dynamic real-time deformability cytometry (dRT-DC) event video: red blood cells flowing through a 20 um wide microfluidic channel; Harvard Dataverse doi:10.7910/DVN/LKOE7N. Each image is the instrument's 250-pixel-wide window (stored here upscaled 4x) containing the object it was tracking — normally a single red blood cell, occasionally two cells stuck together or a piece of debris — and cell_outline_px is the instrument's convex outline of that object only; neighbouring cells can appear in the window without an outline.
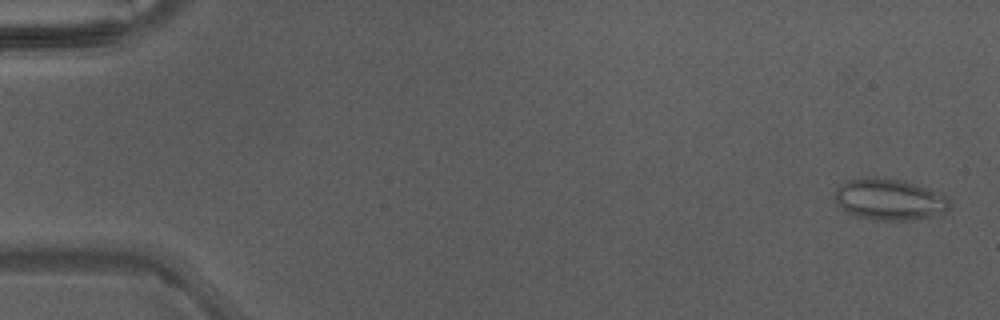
{"species": "Egyptian fruit bat (a non-hibernating species)", "species_latin": "Rousettus aegyptiacus", "temperature_condition": "warm", "stored_images_in_passage": 40, "camera_frame_rate_fps": 3000, "um_per_image_px": 0.085, "animal": {"sex": "male"}, "frame": {"image": 1, "passage_image": 2, "time_ms": 0.333, "image_size_px": [1000, 320], "cell_outline_px": [[952, 204], [948, 212], [944, 216], [916, 220], [876, 220], [856, 216], [848, 212], [836, 204], [836, 188], [844, 180], [864, 176], [876, 176], [904, 180], [928, 188], [944, 196]], "centroid_in_image_um": [75.64, 16.95], "position_along_channel_um": 9.4, "area_um2": 28.5}}
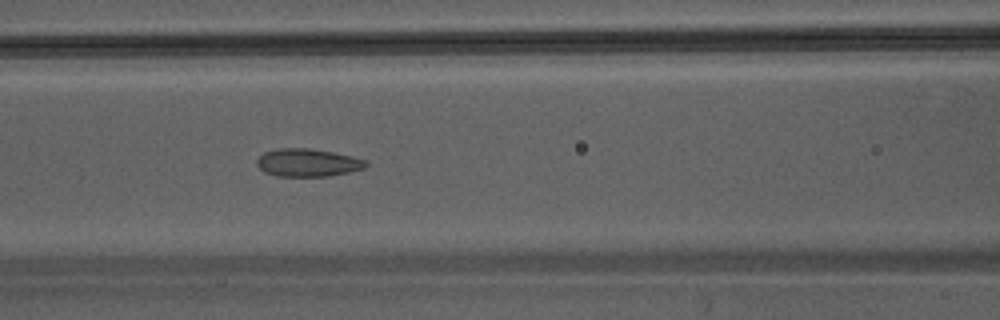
{"frame": {"image": 2, "passage_image": 21, "time_ms": 6.667, "image_size_px": [1000, 320], "cell_outline_px": [[368, 164], [364, 168], [348, 172], [328, 176], [276, 176], [264, 172], [256, 164], [256, 160], [264, 152], [276, 148], [308, 148], [332, 152], [352, 156], [368, 160]], "centroid_in_image_um": [26.14, 13.82], "position_along_channel_um": 140.5, "area_um2": 17.74}}
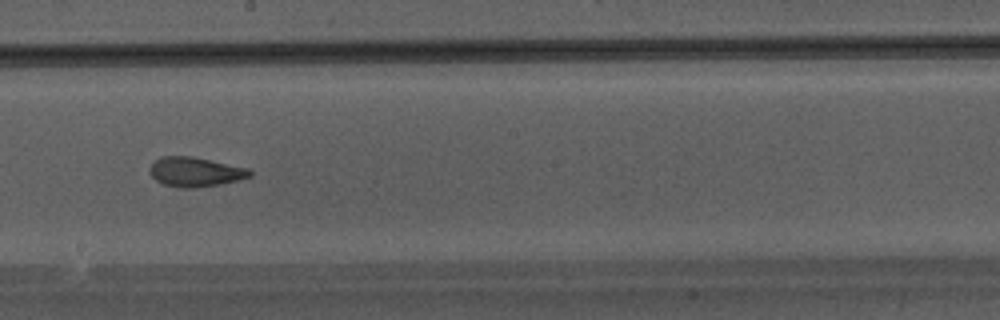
{"frame": {"image": 3, "passage_image": 27, "time_ms": 8.667, "image_size_px": [1000, 320], "cell_outline_px": [[252, 176], [220, 184], [192, 188], [180, 188], [164, 184], [156, 180], [148, 172], [152, 164], [156, 160], [164, 156], [192, 156], [248, 168], [252, 172]], "centroid_in_image_um": [16.59, 14.61], "position_along_channel_um": 231.6, "area_um2": 17.05}}